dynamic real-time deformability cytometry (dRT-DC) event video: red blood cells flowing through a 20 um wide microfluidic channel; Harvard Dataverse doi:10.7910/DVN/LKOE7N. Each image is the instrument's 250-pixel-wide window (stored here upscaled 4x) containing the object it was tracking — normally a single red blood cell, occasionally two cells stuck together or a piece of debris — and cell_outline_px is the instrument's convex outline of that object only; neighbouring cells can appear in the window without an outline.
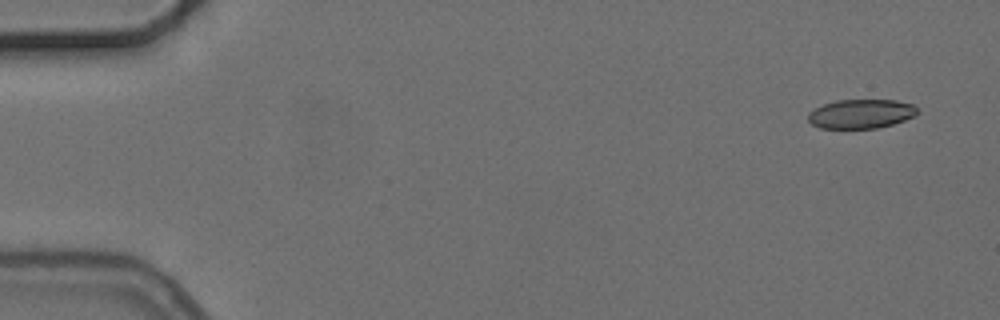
{"species": "common noctule bat (a hibernating species)", "species_latin": "Nyctalus noctula", "temperature_condition": "cold", "stored_images_in_passage": 3, "camera_frame_rate_fps": 3000, "um_per_image_px": 0.085, "animal": {"sex": "female", "body_mass_g": 24.6, "forearm_length_mm": 56.2}, "frame": {"image": 1, "passage_image": 1, "time_ms": 0.0, "image_size_px": [1000, 320], "cell_outline_px": [[920, 112], [916, 116], [892, 124], [876, 128], [820, 128], [812, 124], [808, 120], [808, 112], [824, 104], [836, 100], [896, 100], [912, 104]], "centroid_in_image_um": [73.2, 9.67], "position_along_channel_um": 11.8, "area_um2": 18.55}}